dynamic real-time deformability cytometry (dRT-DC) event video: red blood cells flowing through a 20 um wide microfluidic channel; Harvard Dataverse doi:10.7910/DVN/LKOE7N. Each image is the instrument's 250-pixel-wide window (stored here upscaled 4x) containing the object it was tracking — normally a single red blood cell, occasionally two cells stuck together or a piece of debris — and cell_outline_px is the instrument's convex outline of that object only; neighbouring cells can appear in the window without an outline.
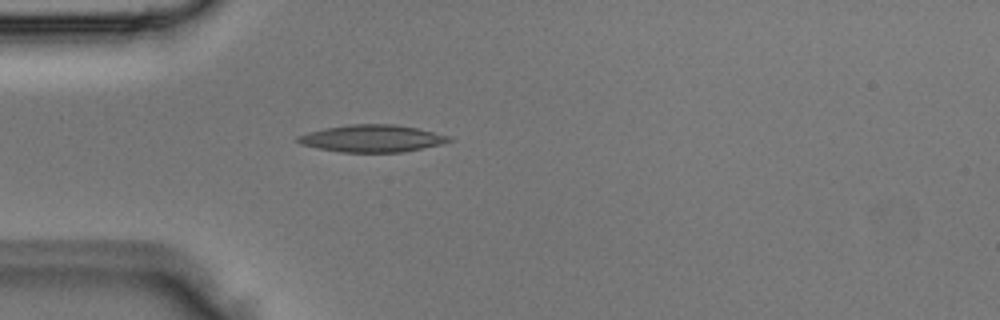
{"species": "Egyptian fruit bat (a non-hibernating species)", "species_latin": "Rousettus aegyptiacus", "temperature_condition": "room temperature", "stored_images_in_passage": 3, "camera_frame_rate_fps": 3000, "um_per_image_px": 0.085, "animal": {"sex": "male"}, "frame": {"image": 1, "passage_image": 3, "time_ms": 0.667, "image_size_px": [1000, 320], "cell_outline_px": [[456, 140], [440, 144], [404, 152], [340, 152], [316, 148], [300, 144], [296, 140], [296, 136], [308, 132], [324, 128], [348, 124], [396, 124], [416, 128], [452, 136]], "centroid_in_image_um": [31.62, 11.76], "position_along_channel_um": 53.4, "area_um2": 24.16}}